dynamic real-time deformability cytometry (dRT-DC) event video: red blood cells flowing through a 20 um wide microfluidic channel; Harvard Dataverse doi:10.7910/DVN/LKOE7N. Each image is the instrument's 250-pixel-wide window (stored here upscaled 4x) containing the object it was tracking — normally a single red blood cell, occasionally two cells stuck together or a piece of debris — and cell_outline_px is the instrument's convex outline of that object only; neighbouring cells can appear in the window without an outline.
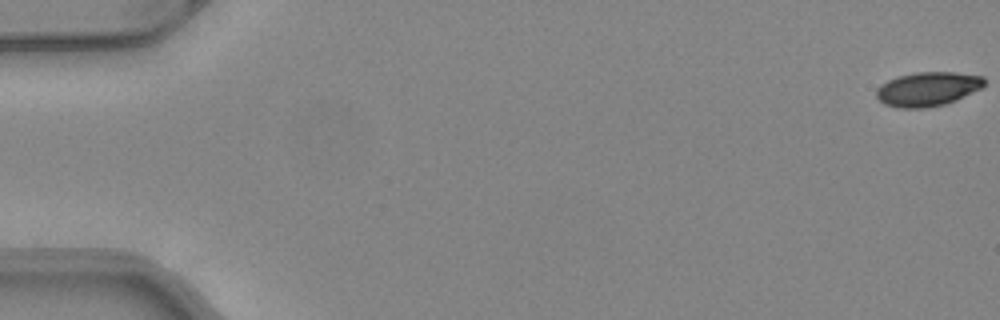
{"species": "common noctule bat (a hibernating species)", "species_latin": "Nyctalus noctula", "temperature_condition": "warm", "stored_images_in_passage": 51, "camera_frame_rate_fps": 3000, "um_per_image_px": 0.085, "animal": {"sex": "female", "body_mass_g": 24.6, "forearm_length_mm": 56.2}, "frame": {"image": 1, "passage_image": 1, "time_ms": 0.0, "image_size_px": [1000, 320], "cell_outline_px": [[984, 84], [980, 88], [956, 100], [944, 104], [928, 108], [896, 108], [884, 104], [876, 96], [876, 88], [880, 84], [896, 76], [916, 72], [956, 72], [984, 76]], "centroid_in_image_um": [78.81, 7.56], "position_along_channel_um": 6.2, "area_um2": 21.62}}
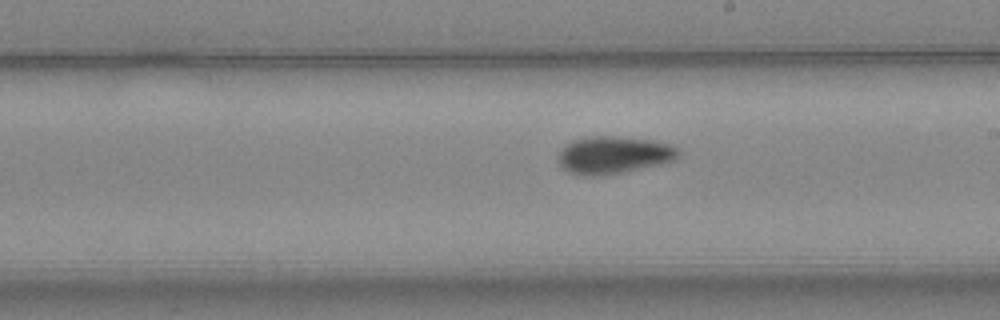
{"frame": {"image": 2, "passage_image": 30, "time_ms": 9.667, "image_size_px": [1000, 320], "cell_outline_px": [[680, 156], [676, 160], [660, 164], [624, 172], [600, 176], [580, 176], [568, 172], [560, 164], [560, 152], [572, 140], [596, 136], [608, 136], [652, 140], [672, 144], [680, 152]], "centroid_in_image_um": [52.21, 13.19], "position_along_channel_um": 236.8, "area_um2": 26.07}}
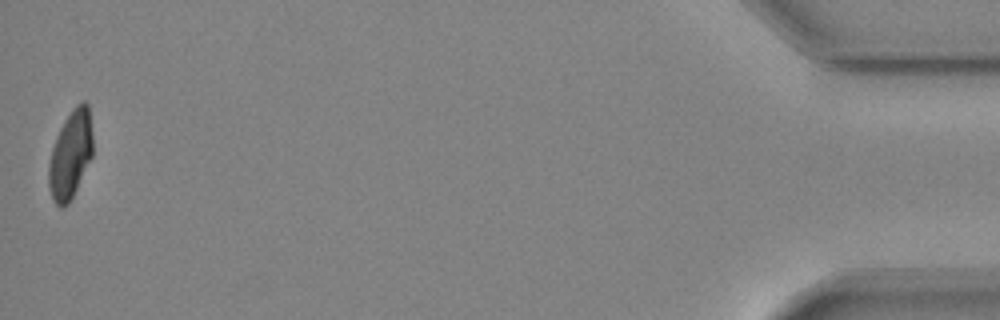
{"frame": {"image": 3, "passage_image": 51, "time_ms": 16.667, "image_size_px": [1000, 320], "cell_outline_px": [[92, 156], [68, 204], [64, 208], [60, 208], [52, 200], [48, 188], [48, 164], [52, 148], [56, 136], [64, 120], [72, 108], [76, 104], [84, 100], [88, 104], [92, 132]], "centroid_in_image_um": [5.97, 13.14], "position_along_channel_um": 429.2, "area_um2": 22.66}, "authors_computed_cell_mechanics": {"area_um2": 23.8714, "velocity_mm_per_s": 4.123, "shape_relaxation_time_tau1_ms": 5.8176, "shape_relaxation_time_tau2_ms": 6.1921, "deformation_change_tau1": 0.1666, "deformation_change_tau2": 0.1064}}